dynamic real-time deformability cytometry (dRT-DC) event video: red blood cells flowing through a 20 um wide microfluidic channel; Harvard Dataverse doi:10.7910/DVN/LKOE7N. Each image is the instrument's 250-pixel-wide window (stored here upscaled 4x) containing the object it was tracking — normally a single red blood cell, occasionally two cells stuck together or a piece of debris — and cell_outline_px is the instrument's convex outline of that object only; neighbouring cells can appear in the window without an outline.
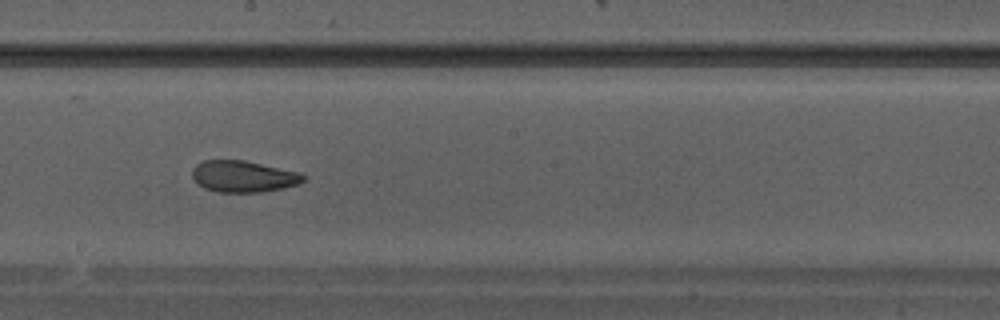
{"species": "Egyptian fruit bat (a non-hibernating species)", "species_latin": "Rousettus aegyptiacus", "temperature_condition": "warm", "stored_images_in_passage": 35, "camera_frame_rate_fps": 3000, "um_per_image_px": 0.085, "animal": {"sex": "male"}, "frame": {"image": 1, "passage_image": 20, "time_ms": 6.333, "image_size_px": [1000, 320], "cell_outline_px": [[308, 176], [304, 180], [296, 184], [264, 192], [216, 192], [204, 188], [192, 176], [192, 168], [196, 164], [204, 160], [244, 160], [300, 172]], "centroid_in_image_um": [20.68, 14.99], "position_along_channel_um": 227.5, "area_um2": 20.35}}